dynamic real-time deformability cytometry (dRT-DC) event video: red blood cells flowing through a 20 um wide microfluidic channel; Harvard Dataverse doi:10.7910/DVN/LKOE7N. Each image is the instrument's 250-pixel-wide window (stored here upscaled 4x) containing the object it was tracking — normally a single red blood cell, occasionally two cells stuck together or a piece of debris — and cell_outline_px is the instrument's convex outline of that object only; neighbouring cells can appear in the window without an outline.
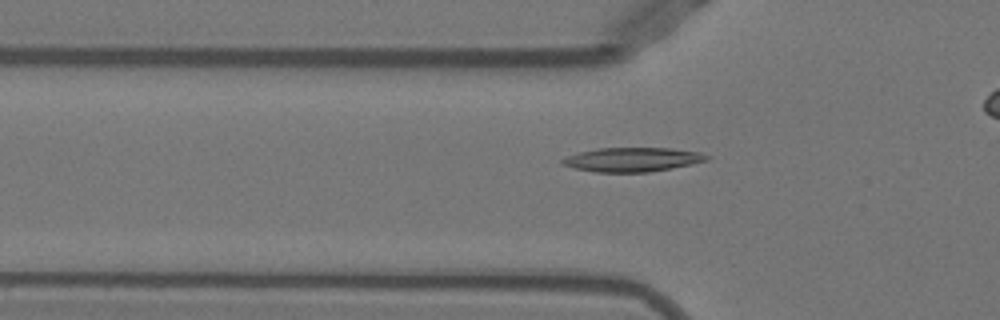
{"species": "Egyptian fruit bat (a non-hibernating species)", "species_latin": "Rousettus aegyptiacus", "temperature_condition": "warm", "stored_images_in_passage": 28, "camera_frame_rate_fps": 3000, "um_per_image_px": 0.085, "animal": {"sex": "female"}, "frame": {"image": 1, "passage_image": 3, "time_ms": 0.667, "image_size_px": [1000, 320], "cell_outline_px": [[712, 156], [708, 160], [692, 164], [672, 168], [648, 172], [596, 172], [576, 168], [560, 164], [560, 160], [568, 156], [580, 152], [600, 148], [672, 148], [700, 152]], "centroid_in_image_um": [53.8, 13.56], "position_along_channel_um": 72.0, "area_um2": 20.29}}
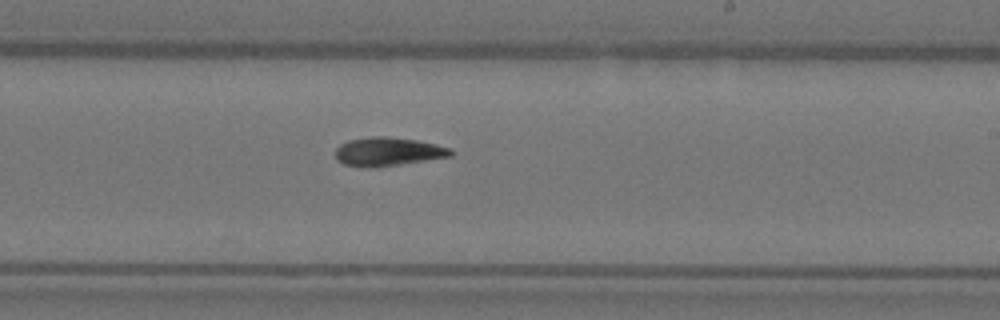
{"frame": {"image": 2, "passage_image": 17, "time_ms": 5.333, "image_size_px": [1000, 320], "cell_outline_px": [[452, 156], [376, 168], [368, 168], [344, 164], [336, 160], [336, 148], [340, 144], [348, 140], [372, 136], [384, 136], [416, 140], [436, 144], [448, 148], [452, 152]], "centroid_in_image_um": [32.93, 12.9], "position_along_channel_um": 256.1, "area_um2": 19.25}}
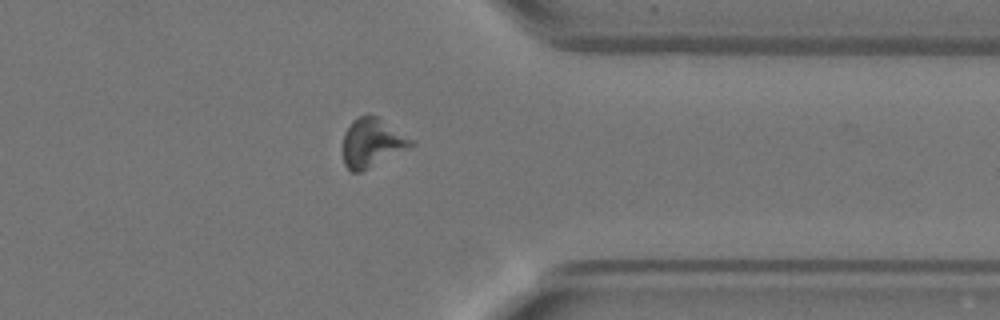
{"frame": {"image": 3, "passage_image": 27, "time_ms": 8.667, "image_size_px": [1000, 320], "cell_outline_px": [[416, 144], [360, 172], [352, 172], [344, 164], [344, 132], [352, 120], [360, 116], [376, 116], [416, 140]], "centroid_in_image_um": [31.64, 12.12], "position_along_channel_um": 379.8, "area_um2": 19.07}}